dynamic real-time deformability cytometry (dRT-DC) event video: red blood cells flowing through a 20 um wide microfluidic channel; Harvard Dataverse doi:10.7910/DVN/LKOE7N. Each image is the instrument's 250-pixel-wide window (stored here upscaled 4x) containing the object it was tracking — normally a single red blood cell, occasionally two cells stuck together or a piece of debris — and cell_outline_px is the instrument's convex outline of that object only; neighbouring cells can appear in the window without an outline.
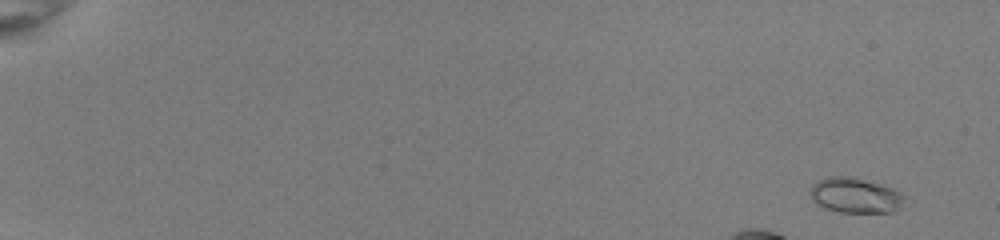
{"species": "common noctule bat (a hibernating species)", "species_latin": "Nyctalus noctula", "temperature_condition": "room temperature", "stored_images_in_passage": 19, "camera_frame_rate_fps": 3000, "um_per_image_px": 0.085, "animal": {"sex": "female", "body_mass_g": 22.0, "forearm_length_mm": 56.7}, "frame": {"image": 1, "passage_image": 4, "time_ms": 1.0, "image_size_px": [1000, 240], "cell_outline_px": [[908, 196], [900, 208], [896, 212], [840, 212], [824, 208], [816, 204], [812, 200], [812, 184], [828, 176], [852, 176], [880, 184], [892, 188]], "centroid_in_image_um": [72.75, 16.61], "position_along_channel_um": 12.3, "area_um2": 19.48}}